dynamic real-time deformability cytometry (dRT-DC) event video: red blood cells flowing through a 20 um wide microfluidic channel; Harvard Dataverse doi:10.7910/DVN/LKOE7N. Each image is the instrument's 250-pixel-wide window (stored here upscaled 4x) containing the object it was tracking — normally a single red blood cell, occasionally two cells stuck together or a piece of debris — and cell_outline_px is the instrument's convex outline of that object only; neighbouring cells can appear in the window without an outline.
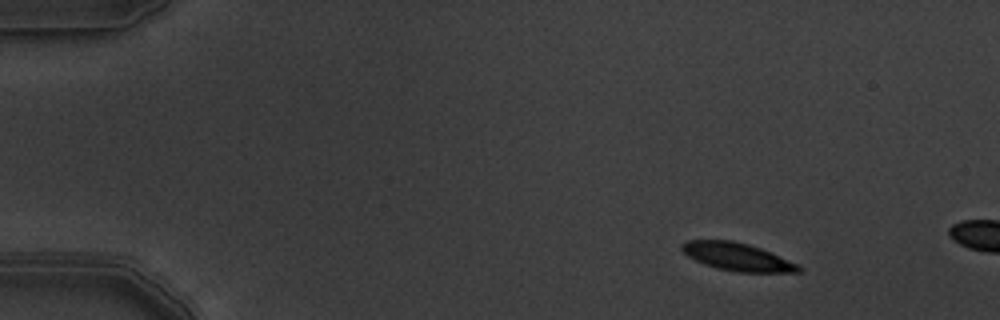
{"species": "common noctule bat (a hibernating species)", "species_latin": "Nyctalus noctula", "temperature_condition": "warm", "stored_images_in_passage": 4, "camera_frame_rate_fps": 3000, "um_per_image_px": 0.085, "animal": {"sex": "male", "body_mass_g": 19.5, "forearm_length_mm": 54.6}, "frame": {"image": 1, "passage_image": 2, "time_ms": 0.333, "image_size_px": [1000, 320], "cell_outline_px": [[800, 272], [740, 272], [720, 268], [696, 260], [688, 256], [680, 248], [680, 244], [688, 240], [732, 240], [748, 244], [772, 252], [796, 264], [800, 268]], "centroid_in_image_um": [62.65, 21.81], "position_along_channel_um": 22.4, "area_um2": 18.5}}